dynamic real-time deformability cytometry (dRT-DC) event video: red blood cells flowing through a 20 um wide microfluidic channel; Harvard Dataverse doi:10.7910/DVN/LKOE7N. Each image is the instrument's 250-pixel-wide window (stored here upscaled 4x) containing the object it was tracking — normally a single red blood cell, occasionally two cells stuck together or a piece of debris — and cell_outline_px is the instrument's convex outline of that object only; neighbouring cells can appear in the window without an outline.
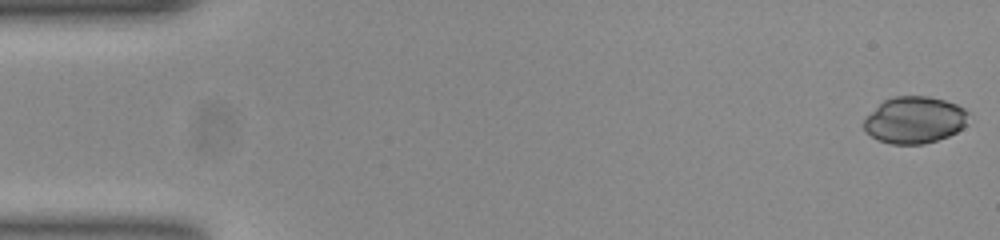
{"species": "common noctule bat (a hibernating species)", "species_latin": "Nyctalus noctula", "temperature_condition": "room temperature", "stored_images_in_passage": 15, "camera_frame_rate_fps": 3000, "um_per_image_px": 0.085, "animal": {"sex": "female", "body_mass_g": 23.0, "forearm_length_mm": 53.4}, "frame": {"image": 1, "passage_image": 1, "time_ms": 0.0, "image_size_px": [1000, 240], "cell_outline_px": [[968, 124], [956, 132], [948, 136], [924, 144], [892, 144], [880, 140], [872, 136], [864, 128], [864, 120], [884, 100], [896, 96], [928, 96], [944, 100], [956, 104], [964, 108], [968, 112]], "centroid_in_image_um": [77.79, 10.2], "position_along_channel_um": 7.2, "area_um2": 28.26}}